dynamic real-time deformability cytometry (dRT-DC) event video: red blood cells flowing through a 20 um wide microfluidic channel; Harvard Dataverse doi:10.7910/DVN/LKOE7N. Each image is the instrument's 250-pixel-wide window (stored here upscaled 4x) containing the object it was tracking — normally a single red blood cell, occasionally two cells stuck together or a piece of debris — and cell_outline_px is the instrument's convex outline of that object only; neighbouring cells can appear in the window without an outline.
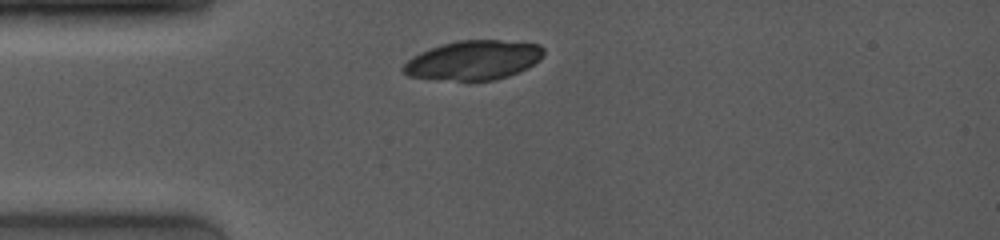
{"species": "common noctule bat (a hibernating species)", "species_latin": "Nyctalus noctula", "temperature_condition": "room temperature", "stored_images_in_passage": 4, "camera_frame_rate_fps": 4000, "um_per_image_px": 0.085, "animal": {"sex": "female", "body_mass_g": 19.0, "forearm_length_mm": 53.3}, "frame": {"image": 1, "passage_image": 1, "time_ms": 0.0, "image_size_px": [1000, 240], "cell_outline_px": [[544, 56], [540, 60], [528, 68], [508, 76], [496, 80], [436, 80], [408, 76], [400, 68], [412, 56], [420, 52], [444, 44], [460, 40], [500, 40], [540, 44], [544, 48]], "centroid_in_image_um": [40.26, 5.12], "position_along_channel_um": 44.7, "area_um2": 32.31}}